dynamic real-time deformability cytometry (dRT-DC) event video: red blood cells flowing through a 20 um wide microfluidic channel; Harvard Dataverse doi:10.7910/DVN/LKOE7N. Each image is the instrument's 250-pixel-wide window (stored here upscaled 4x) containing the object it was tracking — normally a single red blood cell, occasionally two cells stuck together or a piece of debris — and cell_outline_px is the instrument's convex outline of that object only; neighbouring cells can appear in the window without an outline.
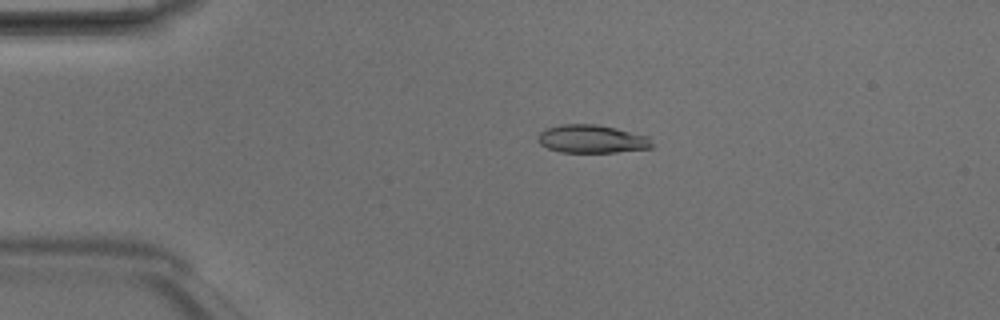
{"species": "Egyptian fruit bat (a non-hibernating species)", "species_latin": "Rousettus aegyptiacus", "temperature_condition": "room temperature", "stored_images_in_passage": 48, "camera_frame_rate_fps": 3000, "um_per_image_px": 0.085, "animal": {"sex": "male"}, "frame": {"image": 1, "passage_image": 10, "time_ms": 3.0, "image_size_px": [1000, 320], "cell_outline_px": [[656, 144], [652, 148], [616, 152], [560, 152], [548, 148], [540, 144], [536, 140], [536, 136], [544, 128], [560, 124], [596, 124], [616, 128], [648, 136]], "centroid_in_image_um": [50.3, 11.81], "position_along_channel_um": 34.7, "area_um2": 19.02}}
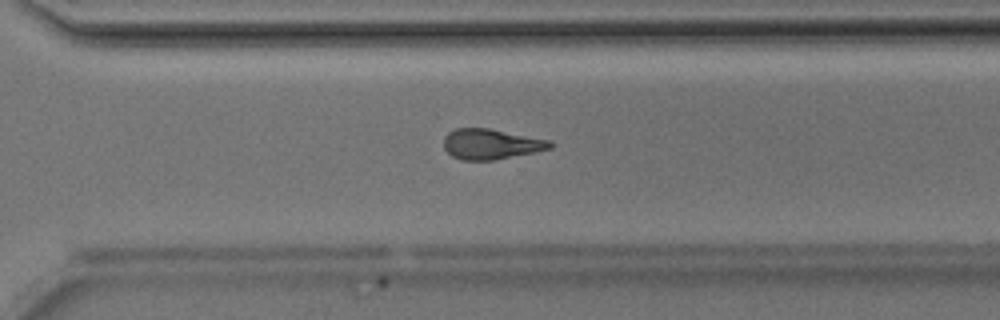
{"frame": {"image": 2, "passage_image": 34, "time_ms": 11.0, "image_size_px": [1000, 320], "cell_outline_px": [[556, 144], [552, 148], [492, 160], [460, 160], [452, 156], [444, 148], [444, 136], [448, 132], [456, 128], [488, 128], [552, 140]], "centroid_in_image_um": [41.74, 12.24], "position_along_channel_um": 328.9, "area_um2": 18.84}}
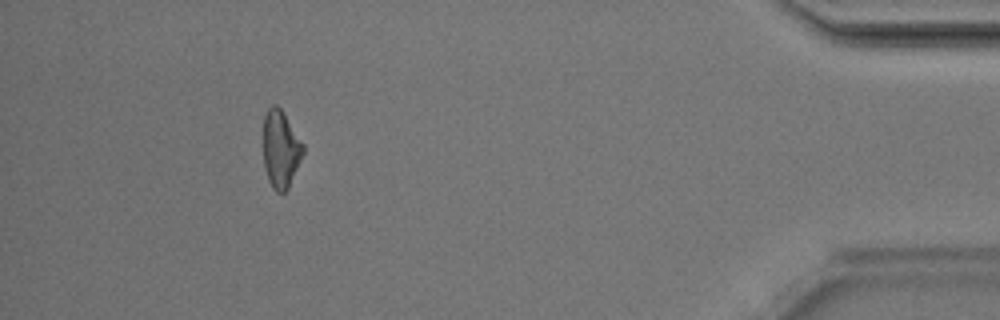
{"frame": {"image": 3, "passage_image": 44, "time_ms": 14.333, "image_size_px": [1000, 320], "cell_outline_px": [[304, 152], [288, 188], [284, 192], [276, 192], [272, 188], [268, 180], [264, 168], [264, 116], [268, 108], [272, 104], [276, 104], [280, 108], [304, 144]], "centroid_in_image_um": [23.85, 12.68], "position_along_channel_um": 411.3, "area_um2": 17.86}, "authors_computed_cell_mechanics": {"area_um2": 18.9873, "velocity_mm_per_s": 4.205, "shape_relaxation_time_tau1_ms": 3.02, "shape_relaxation_time_tau2_ms": 2.6039, "deformation_change_tau1": 0.1318, "deformation_change_tau2": 0.1039}}